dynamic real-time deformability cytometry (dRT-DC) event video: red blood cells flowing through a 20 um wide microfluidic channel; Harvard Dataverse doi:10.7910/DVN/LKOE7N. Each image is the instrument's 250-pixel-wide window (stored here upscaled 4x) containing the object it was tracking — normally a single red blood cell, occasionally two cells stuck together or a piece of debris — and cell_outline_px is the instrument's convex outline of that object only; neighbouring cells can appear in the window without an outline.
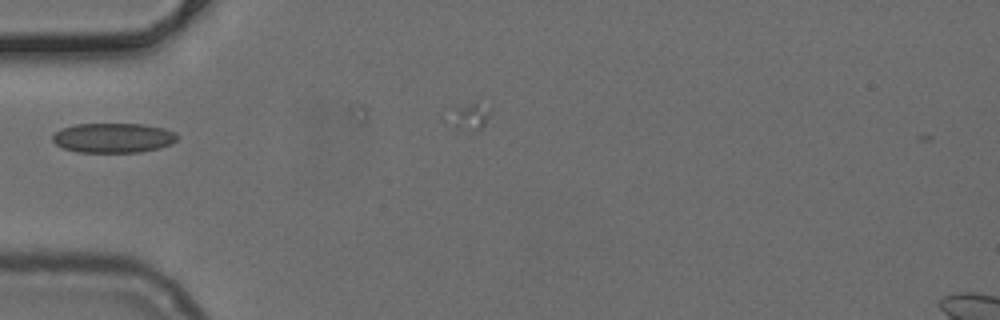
{"species": "common noctule bat (a hibernating species)", "species_latin": "Nyctalus noctula", "temperature_condition": "cold", "stored_images_in_passage": 7, "camera_frame_rate_fps": 3000, "um_per_image_px": 0.085, "animal": {"sex": "female", "body_mass_g": 24.6, "forearm_length_mm": 56.2}, "frame": {"image": 1, "passage_image": 2, "time_ms": 0.333, "image_size_px": [1000, 320], "cell_outline_px": [[180, 136], [172, 144], [160, 148], [140, 152], [76, 152], [64, 148], [56, 144], [52, 140], [52, 136], [56, 132], [64, 128], [76, 124], [140, 124], [164, 128], [176, 132]], "centroid_in_image_um": [9.67, 11.72], "position_along_channel_um": 75.3, "area_um2": 21.62}}
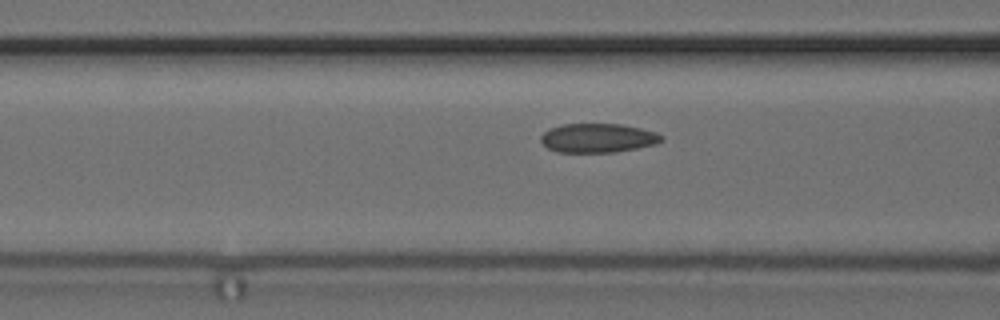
{"frame": {"image": 2, "passage_image": 5, "time_ms": 1.333, "image_size_px": [1000, 320], "cell_outline_px": [[664, 140], [656, 144], [616, 152], [556, 152], [548, 148], [540, 140], [540, 136], [548, 128], [560, 124], [620, 124], [640, 128], [656, 132], [664, 136]], "centroid_in_image_um": [50.81, 11.73], "position_along_channel_um": 115.8, "area_um2": 20.58}}